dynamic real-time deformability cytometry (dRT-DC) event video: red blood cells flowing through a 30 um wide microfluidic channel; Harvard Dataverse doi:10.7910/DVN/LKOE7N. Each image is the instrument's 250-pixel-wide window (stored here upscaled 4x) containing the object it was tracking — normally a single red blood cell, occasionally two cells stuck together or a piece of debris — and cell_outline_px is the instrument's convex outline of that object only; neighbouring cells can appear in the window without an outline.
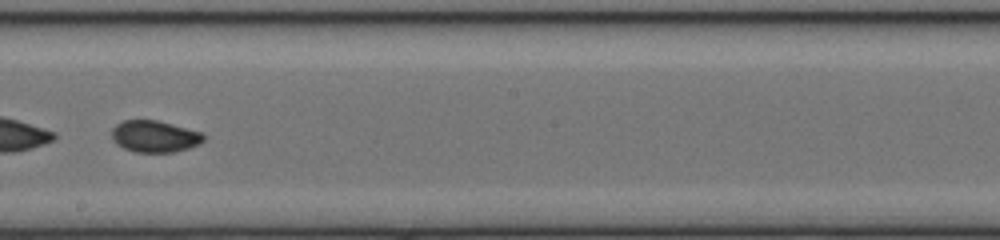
{"species": "common noctule bat (a hibernating species)", "species_latin": "Nyctalus noctula", "temperature_condition": "cold", "stored_images_in_passage": 47, "segment_of_instrument_passage": [2, 2], "camera_frame_rate_fps": 3000, "um_per_image_px": 0.085, "animal": {"sex": "female", "body_mass_g": 17.0, "forearm_length_mm": 48.0}, "frame": {"image": 1, "passage_image": 26, "time_ms": 8.333, "image_size_px": [1000, 240], "cell_outline_px": [[204, 140], [200, 144], [188, 148], [172, 152], [132, 152], [116, 144], [112, 136], [112, 128], [116, 124], [124, 120], [156, 120], [204, 132]], "centroid_in_image_um": [13.15, 11.59], "position_along_channel_um": 235.0, "area_um2": 17.05}}
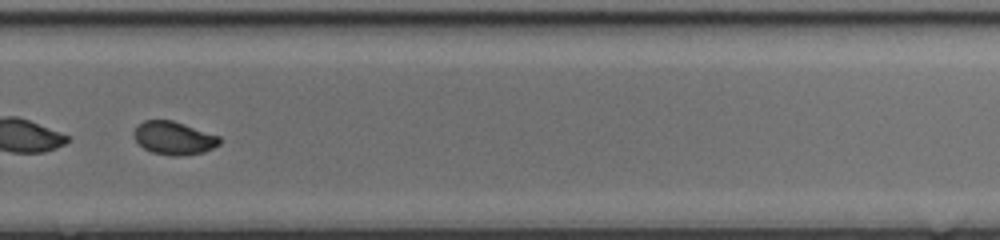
{"frame": {"image": 2, "passage_image": 32, "time_ms": 10.333, "image_size_px": [1000, 240], "cell_outline_px": [[220, 144], [204, 152], [176, 156], [172, 156], [152, 152], [144, 148], [132, 136], [132, 132], [136, 124], [144, 120], [172, 120], [220, 136]], "centroid_in_image_um": [14.74, 11.72], "position_along_channel_um": 315.1, "area_um2": 16.59}}